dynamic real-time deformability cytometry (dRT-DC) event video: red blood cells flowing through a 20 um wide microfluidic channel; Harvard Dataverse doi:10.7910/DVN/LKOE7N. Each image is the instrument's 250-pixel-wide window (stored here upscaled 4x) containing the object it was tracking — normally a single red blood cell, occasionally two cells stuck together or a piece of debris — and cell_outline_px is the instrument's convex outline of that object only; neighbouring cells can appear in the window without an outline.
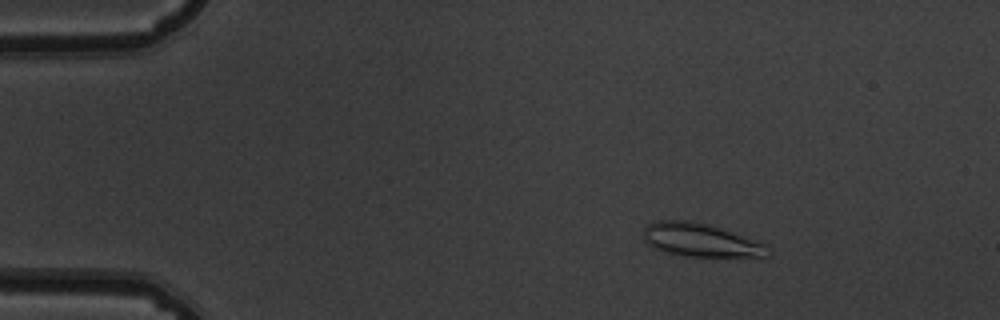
{"species": "common noctule bat (a hibernating species)", "species_latin": "Nyctalus noctula", "temperature_condition": "warm", "stored_images_in_passage": 54, "camera_frame_rate_fps": 3000, "um_per_image_px": 0.085, "animal": {"sex": "male", "body_mass_g": 19.5, "forearm_length_mm": 54.6}, "frame": {"image": 1, "passage_image": 9, "time_ms": 2.667, "image_size_px": [1000, 320], "cell_outline_px": [[768, 256], [764, 260], [684, 256], [664, 252], [652, 248], [644, 240], [644, 228], [652, 220], [692, 220], [712, 224], [764, 244]], "centroid_in_image_um": [59.6, 20.45], "position_along_channel_um": 25.4, "area_um2": 25.32}}
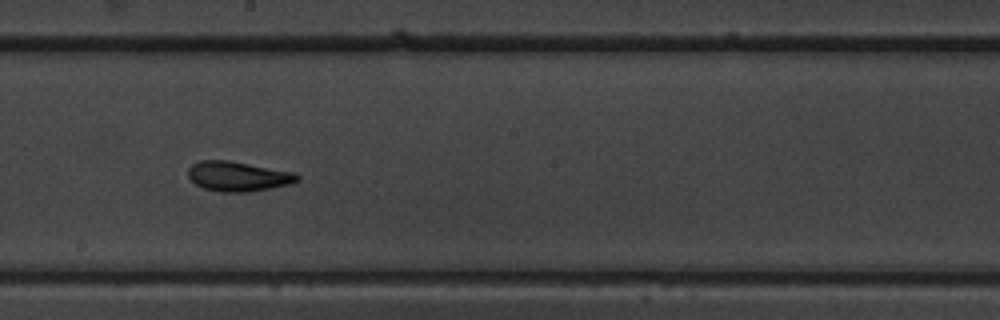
{"frame": {"image": 2, "passage_image": 31, "time_ms": 10.0, "image_size_px": [1000, 320], "cell_outline_px": [[300, 180], [288, 184], [248, 192], [220, 192], [204, 188], [196, 184], [188, 176], [188, 168], [192, 164], [200, 160], [228, 160], [296, 172], [300, 176]], "centroid_in_image_um": [20.24, 14.98], "position_along_channel_um": 228.0, "area_um2": 18.96}}
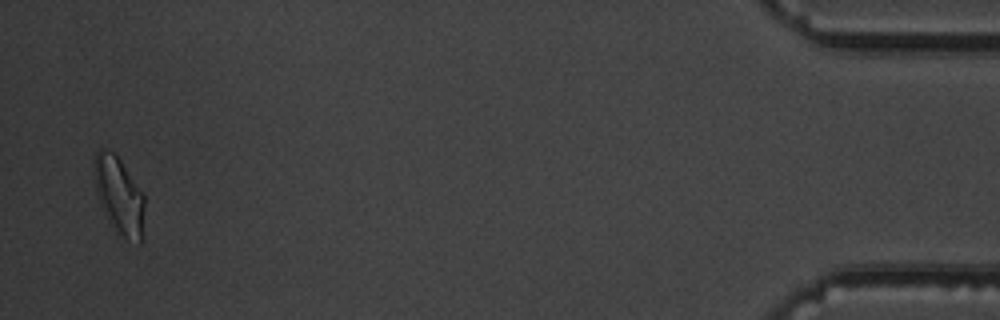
{"frame": {"image": 3, "passage_image": 53, "time_ms": 17.333, "image_size_px": [1000, 320], "cell_outline_px": [[144, 208], [140, 244], [116, 236], [112, 228], [96, 192], [92, 172], [92, 160], [96, 152], [100, 148], [108, 148], [120, 160], [144, 192]], "centroid_in_image_um": [10.09, 16.6], "position_along_channel_um": 425.1, "area_um2": 23.12}, "authors_computed_cell_mechanics": {"area_um2": 19.2185, "velocity_mm_per_s": 3.7992, "shape_relaxation_time_tau1_ms": 5.9748, "shape_relaxation_time_tau2_ms": 2.6913, "deformation_change_tau1": 0.1623, "deformation_change_tau2": 0.1072}}